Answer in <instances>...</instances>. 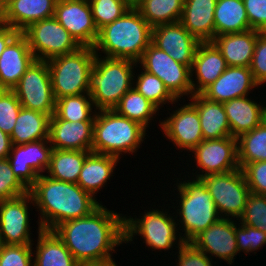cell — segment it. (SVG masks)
<instances>
[{
	"label": "cell",
	"mask_w": 266,
	"mask_h": 266,
	"mask_svg": "<svg viewBox=\"0 0 266 266\" xmlns=\"http://www.w3.org/2000/svg\"><path fill=\"white\" fill-rule=\"evenodd\" d=\"M201 180L207 186L221 218L238 220L242 216L250 189L241 168L207 175Z\"/></svg>",
	"instance_id": "9"
},
{
	"label": "cell",
	"mask_w": 266,
	"mask_h": 266,
	"mask_svg": "<svg viewBox=\"0 0 266 266\" xmlns=\"http://www.w3.org/2000/svg\"><path fill=\"white\" fill-rule=\"evenodd\" d=\"M217 0H184L180 23L200 42L215 37L214 11Z\"/></svg>",
	"instance_id": "25"
},
{
	"label": "cell",
	"mask_w": 266,
	"mask_h": 266,
	"mask_svg": "<svg viewBox=\"0 0 266 266\" xmlns=\"http://www.w3.org/2000/svg\"><path fill=\"white\" fill-rule=\"evenodd\" d=\"M33 244L0 246V266H33Z\"/></svg>",
	"instance_id": "44"
},
{
	"label": "cell",
	"mask_w": 266,
	"mask_h": 266,
	"mask_svg": "<svg viewBox=\"0 0 266 266\" xmlns=\"http://www.w3.org/2000/svg\"><path fill=\"white\" fill-rule=\"evenodd\" d=\"M214 23L215 36L251 30L243 0H217Z\"/></svg>",
	"instance_id": "32"
},
{
	"label": "cell",
	"mask_w": 266,
	"mask_h": 266,
	"mask_svg": "<svg viewBox=\"0 0 266 266\" xmlns=\"http://www.w3.org/2000/svg\"><path fill=\"white\" fill-rule=\"evenodd\" d=\"M133 5L153 28L180 22L184 0H137Z\"/></svg>",
	"instance_id": "34"
},
{
	"label": "cell",
	"mask_w": 266,
	"mask_h": 266,
	"mask_svg": "<svg viewBox=\"0 0 266 266\" xmlns=\"http://www.w3.org/2000/svg\"><path fill=\"white\" fill-rule=\"evenodd\" d=\"M33 205L39 209L38 227L53 230L69 220L90 215L99 203L96 197L84 191L77 183L53 179L47 175L38 176L29 188Z\"/></svg>",
	"instance_id": "2"
},
{
	"label": "cell",
	"mask_w": 266,
	"mask_h": 266,
	"mask_svg": "<svg viewBox=\"0 0 266 266\" xmlns=\"http://www.w3.org/2000/svg\"><path fill=\"white\" fill-rule=\"evenodd\" d=\"M257 86L259 87L250 67L228 66L201 94L209 100L224 103L234 98L248 96L249 91Z\"/></svg>",
	"instance_id": "22"
},
{
	"label": "cell",
	"mask_w": 266,
	"mask_h": 266,
	"mask_svg": "<svg viewBox=\"0 0 266 266\" xmlns=\"http://www.w3.org/2000/svg\"><path fill=\"white\" fill-rule=\"evenodd\" d=\"M20 32L10 26L0 23V56L7 45L19 34Z\"/></svg>",
	"instance_id": "49"
},
{
	"label": "cell",
	"mask_w": 266,
	"mask_h": 266,
	"mask_svg": "<svg viewBox=\"0 0 266 266\" xmlns=\"http://www.w3.org/2000/svg\"><path fill=\"white\" fill-rule=\"evenodd\" d=\"M21 33L27 38L36 60L48 61L81 47L55 17L36 21Z\"/></svg>",
	"instance_id": "10"
},
{
	"label": "cell",
	"mask_w": 266,
	"mask_h": 266,
	"mask_svg": "<svg viewBox=\"0 0 266 266\" xmlns=\"http://www.w3.org/2000/svg\"><path fill=\"white\" fill-rule=\"evenodd\" d=\"M140 123L112 110H98L94 119L92 152L120 159L122 152L134 153L147 133ZM142 142V143H141Z\"/></svg>",
	"instance_id": "5"
},
{
	"label": "cell",
	"mask_w": 266,
	"mask_h": 266,
	"mask_svg": "<svg viewBox=\"0 0 266 266\" xmlns=\"http://www.w3.org/2000/svg\"><path fill=\"white\" fill-rule=\"evenodd\" d=\"M94 121H67L55 113L49 122V143L53 149L92 151Z\"/></svg>",
	"instance_id": "21"
},
{
	"label": "cell",
	"mask_w": 266,
	"mask_h": 266,
	"mask_svg": "<svg viewBox=\"0 0 266 266\" xmlns=\"http://www.w3.org/2000/svg\"><path fill=\"white\" fill-rule=\"evenodd\" d=\"M228 67L220 50L212 41L200 42L191 67L193 94H201L208 86L216 81ZM195 70V72H194Z\"/></svg>",
	"instance_id": "24"
},
{
	"label": "cell",
	"mask_w": 266,
	"mask_h": 266,
	"mask_svg": "<svg viewBox=\"0 0 266 266\" xmlns=\"http://www.w3.org/2000/svg\"><path fill=\"white\" fill-rule=\"evenodd\" d=\"M238 163L246 164L266 160V120L237 138Z\"/></svg>",
	"instance_id": "36"
},
{
	"label": "cell",
	"mask_w": 266,
	"mask_h": 266,
	"mask_svg": "<svg viewBox=\"0 0 266 266\" xmlns=\"http://www.w3.org/2000/svg\"><path fill=\"white\" fill-rule=\"evenodd\" d=\"M89 4L98 31L120 18L133 6L130 0H89Z\"/></svg>",
	"instance_id": "39"
},
{
	"label": "cell",
	"mask_w": 266,
	"mask_h": 266,
	"mask_svg": "<svg viewBox=\"0 0 266 266\" xmlns=\"http://www.w3.org/2000/svg\"><path fill=\"white\" fill-rule=\"evenodd\" d=\"M239 226V227H238ZM235 225V237L237 241L238 252L256 253L262 246L266 245V233L248 225L239 223Z\"/></svg>",
	"instance_id": "43"
},
{
	"label": "cell",
	"mask_w": 266,
	"mask_h": 266,
	"mask_svg": "<svg viewBox=\"0 0 266 266\" xmlns=\"http://www.w3.org/2000/svg\"><path fill=\"white\" fill-rule=\"evenodd\" d=\"M49 139L13 145L7 157L16 177L29 189L50 165ZM45 170V171H44Z\"/></svg>",
	"instance_id": "15"
},
{
	"label": "cell",
	"mask_w": 266,
	"mask_h": 266,
	"mask_svg": "<svg viewBox=\"0 0 266 266\" xmlns=\"http://www.w3.org/2000/svg\"><path fill=\"white\" fill-rule=\"evenodd\" d=\"M119 160L114 156L91 151L84 161L77 184L94 197V194H97L107 180L113 176V171Z\"/></svg>",
	"instance_id": "29"
},
{
	"label": "cell",
	"mask_w": 266,
	"mask_h": 266,
	"mask_svg": "<svg viewBox=\"0 0 266 266\" xmlns=\"http://www.w3.org/2000/svg\"><path fill=\"white\" fill-rule=\"evenodd\" d=\"M29 189L16 177L8 158L0 159V201L25 195Z\"/></svg>",
	"instance_id": "42"
},
{
	"label": "cell",
	"mask_w": 266,
	"mask_h": 266,
	"mask_svg": "<svg viewBox=\"0 0 266 266\" xmlns=\"http://www.w3.org/2000/svg\"><path fill=\"white\" fill-rule=\"evenodd\" d=\"M235 219L220 218L206 230L197 235L190 243L204 252L209 258L213 255L232 265L238 252L235 237ZM209 253V254H208Z\"/></svg>",
	"instance_id": "18"
},
{
	"label": "cell",
	"mask_w": 266,
	"mask_h": 266,
	"mask_svg": "<svg viewBox=\"0 0 266 266\" xmlns=\"http://www.w3.org/2000/svg\"><path fill=\"white\" fill-rule=\"evenodd\" d=\"M34 203L29 192L14 199L0 201V239L2 244H33L30 239V209Z\"/></svg>",
	"instance_id": "16"
},
{
	"label": "cell",
	"mask_w": 266,
	"mask_h": 266,
	"mask_svg": "<svg viewBox=\"0 0 266 266\" xmlns=\"http://www.w3.org/2000/svg\"><path fill=\"white\" fill-rule=\"evenodd\" d=\"M242 171L250 192L266 196V160L248 163Z\"/></svg>",
	"instance_id": "45"
},
{
	"label": "cell",
	"mask_w": 266,
	"mask_h": 266,
	"mask_svg": "<svg viewBox=\"0 0 266 266\" xmlns=\"http://www.w3.org/2000/svg\"><path fill=\"white\" fill-rule=\"evenodd\" d=\"M22 105L13 90L0 89V129L11 135Z\"/></svg>",
	"instance_id": "41"
},
{
	"label": "cell",
	"mask_w": 266,
	"mask_h": 266,
	"mask_svg": "<svg viewBox=\"0 0 266 266\" xmlns=\"http://www.w3.org/2000/svg\"><path fill=\"white\" fill-rule=\"evenodd\" d=\"M266 36V28L261 32Z\"/></svg>",
	"instance_id": "52"
},
{
	"label": "cell",
	"mask_w": 266,
	"mask_h": 266,
	"mask_svg": "<svg viewBox=\"0 0 266 266\" xmlns=\"http://www.w3.org/2000/svg\"><path fill=\"white\" fill-rule=\"evenodd\" d=\"M192 152L195 154L197 168L202 171L201 174L195 175L196 179L240 168L237 138L230 136L221 139L203 140Z\"/></svg>",
	"instance_id": "13"
},
{
	"label": "cell",
	"mask_w": 266,
	"mask_h": 266,
	"mask_svg": "<svg viewBox=\"0 0 266 266\" xmlns=\"http://www.w3.org/2000/svg\"><path fill=\"white\" fill-rule=\"evenodd\" d=\"M152 43V27L133 5L120 18L99 30L94 51L107 58L130 59L138 62Z\"/></svg>",
	"instance_id": "3"
},
{
	"label": "cell",
	"mask_w": 266,
	"mask_h": 266,
	"mask_svg": "<svg viewBox=\"0 0 266 266\" xmlns=\"http://www.w3.org/2000/svg\"><path fill=\"white\" fill-rule=\"evenodd\" d=\"M223 107L230 125L231 137L250 132L265 120V107L247 96L224 102Z\"/></svg>",
	"instance_id": "26"
},
{
	"label": "cell",
	"mask_w": 266,
	"mask_h": 266,
	"mask_svg": "<svg viewBox=\"0 0 266 266\" xmlns=\"http://www.w3.org/2000/svg\"><path fill=\"white\" fill-rule=\"evenodd\" d=\"M33 266H80L53 230L38 227Z\"/></svg>",
	"instance_id": "30"
},
{
	"label": "cell",
	"mask_w": 266,
	"mask_h": 266,
	"mask_svg": "<svg viewBox=\"0 0 266 266\" xmlns=\"http://www.w3.org/2000/svg\"><path fill=\"white\" fill-rule=\"evenodd\" d=\"M133 87L158 109L167 102L171 104L178 102V100L165 87L161 79L145 70L137 76L136 84L133 85Z\"/></svg>",
	"instance_id": "38"
},
{
	"label": "cell",
	"mask_w": 266,
	"mask_h": 266,
	"mask_svg": "<svg viewBox=\"0 0 266 266\" xmlns=\"http://www.w3.org/2000/svg\"><path fill=\"white\" fill-rule=\"evenodd\" d=\"M190 99L189 101L198 110L204 140L231 136L230 125L223 103L209 100L202 94H193Z\"/></svg>",
	"instance_id": "28"
},
{
	"label": "cell",
	"mask_w": 266,
	"mask_h": 266,
	"mask_svg": "<svg viewBox=\"0 0 266 266\" xmlns=\"http://www.w3.org/2000/svg\"><path fill=\"white\" fill-rule=\"evenodd\" d=\"M170 115L160 121L161 130L176 147L191 152L204 140L197 108L189 102Z\"/></svg>",
	"instance_id": "17"
},
{
	"label": "cell",
	"mask_w": 266,
	"mask_h": 266,
	"mask_svg": "<svg viewBox=\"0 0 266 266\" xmlns=\"http://www.w3.org/2000/svg\"><path fill=\"white\" fill-rule=\"evenodd\" d=\"M57 0H0V23L20 33L30 24L54 17Z\"/></svg>",
	"instance_id": "20"
},
{
	"label": "cell",
	"mask_w": 266,
	"mask_h": 266,
	"mask_svg": "<svg viewBox=\"0 0 266 266\" xmlns=\"http://www.w3.org/2000/svg\"><path fill=\"white\" fill-rule=\"evenodd\" d=\"M142 70L161 79L169 92L179 101L193 95L191 67L174 60L169 54L151 43L138 61Z\"/></svg>",
	"instance_id": "12"
},
{
	"label": "cell",
	"mask_w": 266,
	"mask_h": 266,
	"mask_svg": "<svg viewBox=\"0 0 266 266\" xmlns=\"http://www.w3.org/2000/svg\"><path fill=\"white\" fill-rule=\"evenodd\" d=\"M80 266H117L115 261L105 263L82 264Z\"/></svg>",
	"instance_id": "51"
},
{
	"label": "cell",
	"mask_w": 266,
	"mask_h": 266,
	"mask_svg": "<svg viewBox=\"0 0 266 266\" xmlns=\"http://www.w3.org/2000/svg\"><path fill=\"white\" fill-rule=\"evenodd\" d=\"M152 43L177 62L192 67L200 41L180 22H176L153 27Z\"/></svg>",
	"instance_id": "19"
},
{
	"label": "cell",
	"mask_w": 266,
	"mask_h": 266,
	"mask_svg": "<svg viewBox=\"0 0 266 266\" xmlns=\"http://www.w3.org/2000/svg\"><path fill=\"white\" fill-rule=\"evenodd\" d=\"M177 266H213L204 252L196 249L191 243H183L178 247ZM211 260V261H210Z\"/></svg>",
	"instance_id": "47"
},
{
	"label": "cell",
	"mask_w": 266,
	"mask_h": 266,
	"mask_svg": "<svg viewBox=\"0 0 266 266\" xmlns=\"http://www.w3.org/2000/svg\"><path fill=\"white\" fill-rule=\"evenodd\" d=\"M113 110L117 114L136 121L147 128L150 124L149 121L153 120V115H155L159 109L132 87L121 98Z\"/></svg>",
	"instance_id": "35"
},
{
	"label": "cell",
	"mask_w": 266,
	"mask_h": 266,
	"mask_svg": "<svg viewBox=\"0 0 266 266\" xmlns=\"http://www.w3.org/2000/svg\"><path fill=\"white\" fill-rule=\"evenodd\" d=\"M142 215V218L135 219L129 216L124 218V232L125 243L133 241L135 235H140L144 239V243L149 248L154 250H168L173 248V244L178 243L177 247H180L184 242L181 238L182 233L176 228L177 221L168 215L167 212H163L158 209H153ZM137 218V219H136ZM180 233L179 235L177 234ZM178 235V236H177ZM180 236V237H179ZM179 238V239H178ZM178 240V242H177ZM176 241V242H175Z\"/></svg>",
	"instance_id": "8"
},
{
	"label": "cell",
	"mask_w": 266,
	"mask_h": 266,
	"mask_svg": "<svg viewBox=\"0 0 266 266\" xmlns=\"http://www.w3.org/2000/svg\"><path fill=\"white\" fill-rule=\"evenodd\" d=\"M50 118L42 112L21 107L10 135L12 144L22 145L48 139Z\"/></svg>",
	"instance_id": "31"
},
{
	"label": "cell",
	"mask_w": 266,
	"mask_h": 266,
	"mask_svg": "<svg viewBox=\"0 0 266 266\" xmlns=\"http://www.w3.org/2000/svg\"><path fill=\"white\" fill-rule=\"evenodd\" d=\"M120 215L101 204L90 215L61 223L53 231L80 265L111 262V252L125 243V216Z\"/></svg>",
	"instance_id": "1"
},
{
	"label": "cell",
	"mask_w": 266,
	"mask_h": 266,
	"mask_svg": "<svg viewBox=\"0 0 266 266\" xmlns=\"http://www.w3.org/2000/svg\"><path fill=\"white\" fill-rule=\"evenodd\" d=\"M95 57L93 47H80L73 53L47 61L55 101L65 96L89 93L90 71Z\"/></svg>",
	"instance_id": "7"
},
{
	"label": "cell",
	"mask_w": 266,
	"mask_h": 266,
	"mask_svg": "<svg viewBox=\"0 0 266 266\" xmlns=\"http://www.w3.org/2000/svg\"><path fill=\"white\" fill-rule=\"evenodd\" d=\"M35 60L27 38L19 33L0 56V89L12 90Z\"/></svg>",
	"instance_id": "23"
},
{
	"label": "cell",
	"mask_w": 266,
	"mask_h": 266,
	"mask_svg": "<svg viewBox=\"0 0 266 266\" xmlns=\"http://www.w3.org/2000/svg\"><path fill=\"white\" fill-rule=\"evenodd\" d=\"M23 108L49 115L55 113V98L47 61L35 60L12 89Z\"/></svg>",
	"instance_id": "11"
},
{
	"label": "cell",
	"mask_w": 266,
	"mask_h": 266,
	"mask_svg": "<svg viewBox=\"0 0 266 266\" xmlns=\"http://www.w3.org/2000/svg\"><path fill=\"white\" fill-rule=\"evenodd\" d=\"M238 220L240 224L257 228L266 233V196L250 192L244 212Z\"/></svg>",
	"instance_id": "40"
},
{
	"label": "cell",
	"mask_w": 266,
	"mask_h": 266,
	"mask_svg": "<svg viewBox=\"0 0 266 266\" xmlns=\"http://www.w3.org/2000/svg\"><path fill=\"white\" fill-rule=\"evenodd\" d=\"M260 31L249 30L215 36L212 42L228 66L250 67Z\"/></svg>",
	"instance_id": "27"
},
{
	"label": "cell",
	"mask_w": 266,
	"mask_h": 266,
	"mask_svg": "<svg viewBox=\"0 0 266 266\" xmlns=\"http://www.w3.org/2000/svg\"><path fill=\"white\" fill-rule=\"evenodd\" d=\"M250 70L259 86L266 83V36L261 32L257 37Z\"/></svg>",
	"instance_id": "46"
},
{
	"label": "cell",
	"mask_w": 266,
	"mask_h": 266,
	"mask_svg": "<svg viewBox=\"0 0 266 266\" xmlns=\"http://www.w3.org/2000/svg\"><path fill=\"white\" fill-rule=\"evenodd\" d=\"M186 181H179L176 185L179 191L176 195L180 196H177L180 206L176 211L182 217L179 222L185 232L181 238L184 243H190L221 217L204 182L195 178Z\"/></svg>",
	"instance_id": "6"
},
{
	"label": "cell",
	"mask_w": 266,
	"mask_h": 266,
	"mask_svg": "<svg viewBox=\"0 0 266 266\" xmlns=\"http://www.w3.org/2000/svg\"><path fill=\"white\" fill-rule=\"evenodd\" d=\"M11 137L0 129V159H6L12 149Z\"/></svg>",
	"instance_id": "50"
},
{
	"label": "cell",
	"mask_w": 266,
	"mask_h": 266,
	"mask_svg": "<svg viewBox=\"0 0 266 266\" xmlns=\"http://www.w3.org/2000/svg\"><path fill=\"white\" fill-rule=\"evenodd\" d=\"M93 108L94 104L90 94L84 93L57 99L55 114L60 119L71 122L94 121L96 113L93 112Z\"/></svg>",
	"instance_id": "37"
},
{
	"label": "cell",
	"mask_w": 266,
	"mask_h": 266,
	"mask_svg": "<svg viewBox=\"0 0 266 266\" xmlns=\"http://www.w3.org/2000/svg\"><path fill=\"white\" fill-rule=\"evenodd\" d=\"M251 30L266 28V0H243Z\"/></svg>",
	"instance_id": "48"
},
{
	"label": "cell",
	"mask_w": 266,
	"mask_h": 266,
	"mask_svg": "<svg viewBox=\"0 0 266 266\" xmlns=\"http://www.w3.org/2000/svg\"><path fill=\"white\" fill-rule=\"evenodd\" d=\"M90 152L53 149L47 176L59 181L77 183L84 161Z\"/></svg>",
	"instance_id": "33"
},
{
	"label": "cell",
	"mask_w": 266,
	"mask_h": 266,
	"mask_svg": "<svg viewBox=\"0 0 266 266\" xmlns=\"http://www.w3.org/2000/svg\"><path fill=\"white\" fill-rule=\"evenodd\" d=\"M54 17L81 47H94L99 31L87 0H57Z\"/></svg>",
	"instance_id": "14"
},
{
	"label": "cell",
	"mask_w": 266,
	"mask_h": 266,
	"mask_svg": "<svg viewBox=\"0 0 266 266\" xmlns=\"http://www.w3.org/2000/svg\"><path fill=\"white\" fill-rule=\"evenodd\" d=\"M96 54L90 71L89 94L96 110H112L133 86L134 66L130 59L100 57Z\"/></svg>",
	"instance_id": "4"
}]
</instances>
